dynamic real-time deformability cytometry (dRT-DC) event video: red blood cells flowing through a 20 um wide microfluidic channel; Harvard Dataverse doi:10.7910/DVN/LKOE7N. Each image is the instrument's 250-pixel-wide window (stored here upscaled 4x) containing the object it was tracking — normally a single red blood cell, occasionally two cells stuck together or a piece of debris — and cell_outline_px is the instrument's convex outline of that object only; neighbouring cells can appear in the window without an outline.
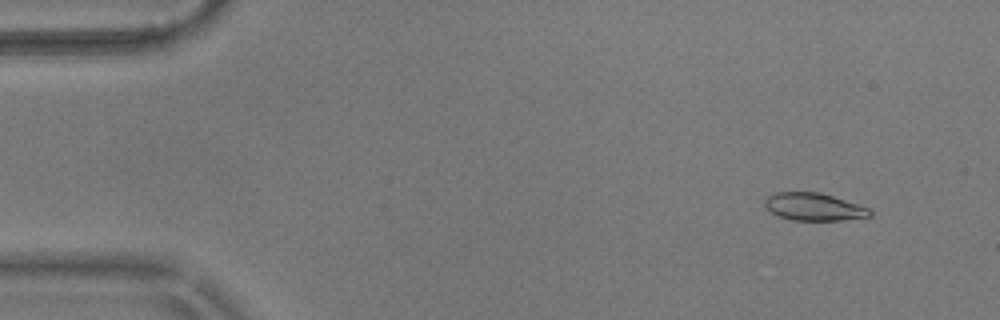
{"species": "common noctule bat (a hibernating species)", "species_latin": "Nyctalus noctula", "temperature_condition": "warm", "stored_images_in_passage": 56, "camera_frame_rate_fps": 3000, "um_per_image_px": 0.085, "animal": {"sex": "male", "body_mass_g": 17.9}, "frame": {"image": 1, "passage_image": 5, "time_ms": 1.333, "image_size_px": [1000, 320], "cell_outline_px": [[872, 216], [840, 220], [792, 220], [780, 216], [764, 208], [764, 200], [768, 196], [776, 192], [820, 192], [868, 208], [872, 212]], "centroid_in_image_um": [69.14, 17.58], "position_along_channel_um": 15.9, "area_um2": 16.7}}
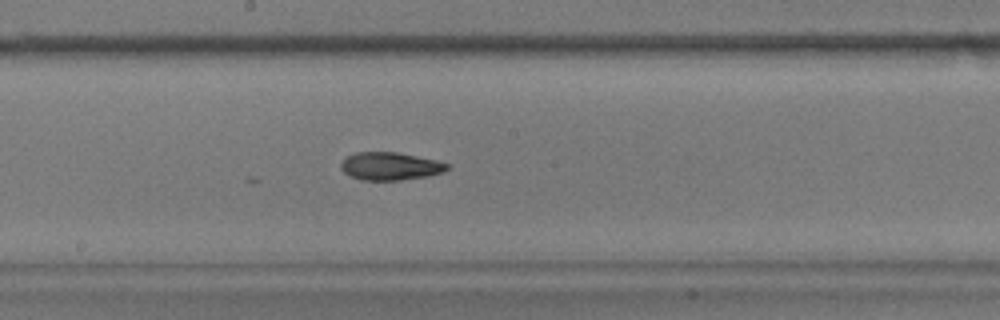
{"frame": {"image": 2, "passage_image": 30, "time_ms": 9.667, "image_size_px": [1000, 320], "cell_outline_px": [[448, 168], [444, 172], [428, 176], [400, 180], [360, 180], [344, 172], [340, 168], [340, 164], [348, 156], [356, 152], [396, 152], [436, 160], [448, 164]], "centroid_in_image_um": [33.16, 14.13], "position_along_channel_um": 215.0, "area_um2": 17.11}}
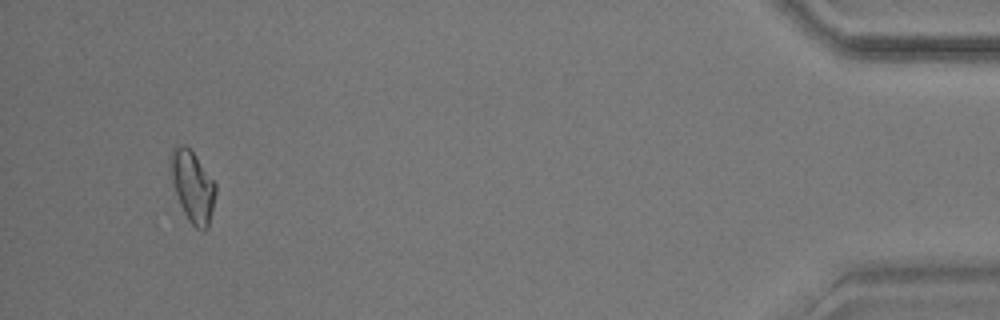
{"frame": {"image": 3, "passage_image": 53, "time_ms": 17.333, "image_size_px": [1000, 320], "cell_outline_px": [[216, 192], [208, 228], [204, 232], [196, 228], [188, 220], [180, 204], [172, 180], [168, 164], [168, 156], [172, 148], [180, 144], [184, 144], [196, 156], [216, 184]], "centroid_in_image_um": [16.35, 15.82], "position_along_channel_um": 418.9, "area_um2": 18.79}, "authors_computed_cell_mechanics": {"area_um2": 17.3689, "velocity_mm_per_s": 3.6247, "shape_relaxation_time_tau1_ms": null, "shape_relaxation_time_tau2_ms": 9.5237, "deformation_change_tau1": null, "deformation_change_tau2": 0.1574}}